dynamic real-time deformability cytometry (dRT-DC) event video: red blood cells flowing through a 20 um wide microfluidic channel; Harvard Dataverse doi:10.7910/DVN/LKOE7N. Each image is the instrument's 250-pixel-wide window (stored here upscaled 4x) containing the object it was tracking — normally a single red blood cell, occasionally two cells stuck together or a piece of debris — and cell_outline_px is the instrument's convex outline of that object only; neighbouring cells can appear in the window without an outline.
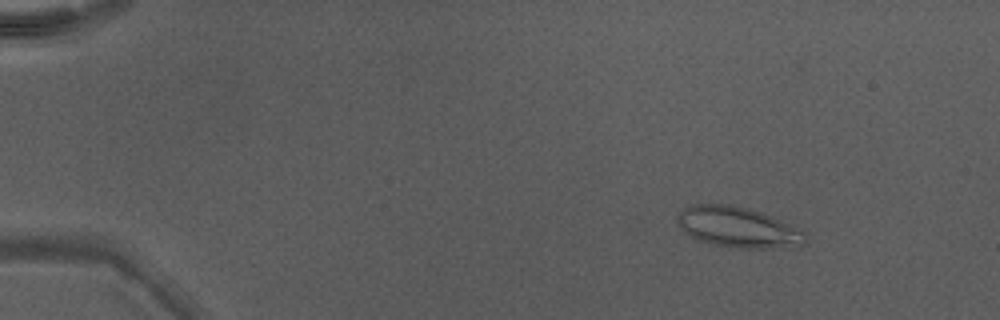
{"species": "Egyptian fruit bat (a non-hibernating species)", "species_latin": "Rousettus aegyptiacus", "temperature_condition": "warm", "stored_images_in_passage": 49, "camera_frame_rate_fps": 3000, "um_per_image_px": 0.085, "animal": {"sex": "male"}, "frame": {"image": 1, "passage_image": 6, "time_ms": 1.667, "image_size_px": [1000, 320], "cell_outline_px": [[808, 240], [804, 244], [772, 248], [728, 248], [696, 240], [688, 236], [676, 224], [676, 216], [684, 208], [692, 204], [728, 204], [748, 208], [760, 212], [800, 228], [808, 236]], "centroid_in_image_um": [62.68, 19.32], "position_along_channel_um": 22.3, "area_um2": 30.63}}
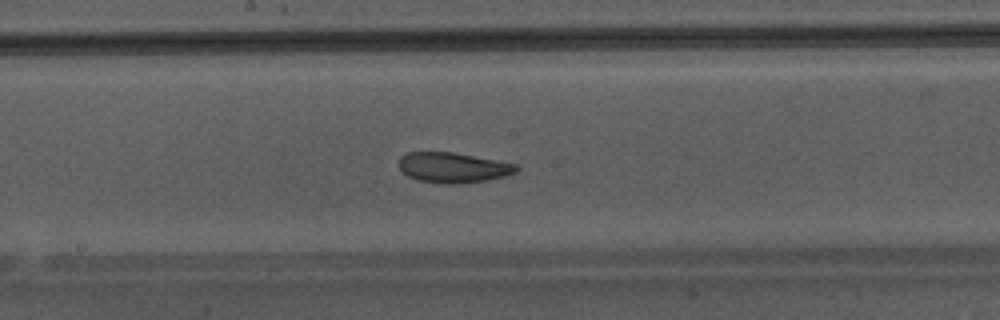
{"frame": {"image": 2, "passage_image": 27, "time_ms": 8.667, "image_size_px": [1000, 320], "cell_outline_px": [[520, 168], [516, 172], [504, 176], [488, 180], [460, 184], [444, 184], [416, 180], [408, 176], [396, 164], [400, 156], [408, 152], [452, 152], [516, 164]], "centroid_in_image_um": [38.47, 14.25], "position_along_channel_um": 209.7, "area_um2": 20.81}}
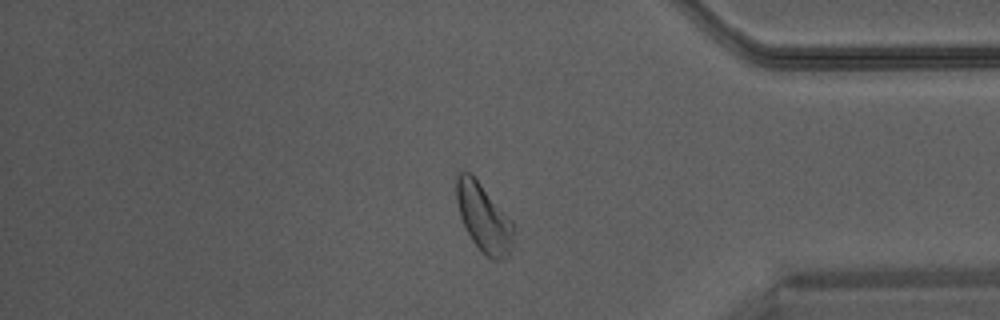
{"frame": {"image": 3, "passage_image": 41, "time_ms": 13.333, "image_size_px": [1000, 320], "cell_outline_px": [[512, 248], [500, 260], [492, 260], [484, 256], [480, 252], [472, 240], [460, 216], [456, 200], [456, 176], [460, 172], [468, 172], [480, 184], [512, 220]], "centroid_in_image_um": [41.09, 18.54], "position_along_channel_um": 394.1, "area_um2": 22.2}}